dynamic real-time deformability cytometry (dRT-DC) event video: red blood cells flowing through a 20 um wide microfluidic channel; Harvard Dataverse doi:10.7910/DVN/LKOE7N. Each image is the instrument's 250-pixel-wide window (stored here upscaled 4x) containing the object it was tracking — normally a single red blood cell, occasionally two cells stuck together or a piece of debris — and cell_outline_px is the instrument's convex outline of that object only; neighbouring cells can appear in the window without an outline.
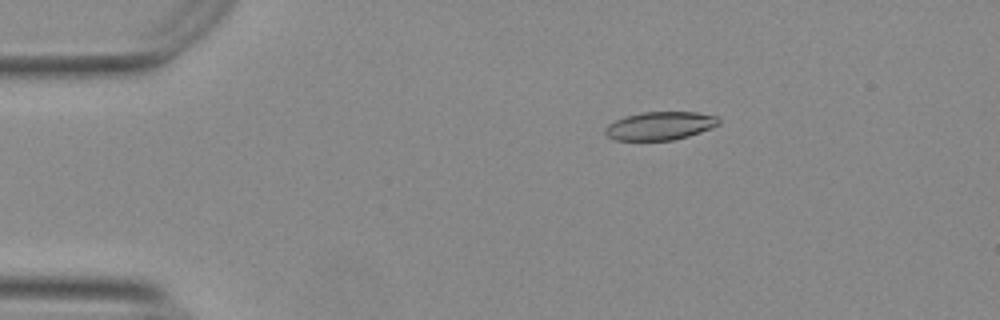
{"species": "Egyptian fruit bat (a non-hibernating species)", "species_latin": "Rousettus aegyptiacus", "temperature_condition": "warm", "stored_images_in_passage": 51, "camera_frame_rate_fps": 3000, "um_per_image_px": 0.085, "animal": {"sex": "female"}, "frame": {"image": 1, "passage_image": 6, "time_ms": 1.667, "image_size_px": [1000, 320], "cell_outline_px": [[720, 124], [712, 128], [688, 136], [672, 140], [616, 140], [608, 136], [604, 132], [604, 128], [608, 124], [624, 116], [640, 112], [696, 112], [716, 116], [720, 120]], "centroid_in_image_um": [56.1, 10.69], "position_along_channel_um": 28.9, "area_um2": 18.73}}
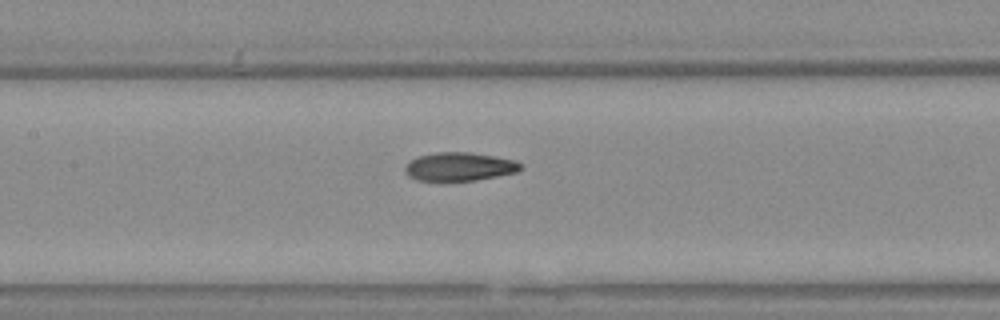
{"frame": {"image": 2, "passage_image": 22, "time_ms": 7.0, "image_size_px": [1000, 320], "cell_outline_px": [[520, 168], [516, 172], [476, 180], [416, 180], [408, 176], [404, 172], [404, 168], [416, 156], [436, 152], [468, 152], [492, 156], [512, 160], [520, 164]], "centroid_in_image_um": [38.98, 14.16], "position_along_channel_um": 168.4, "area_um2": 18.79}}
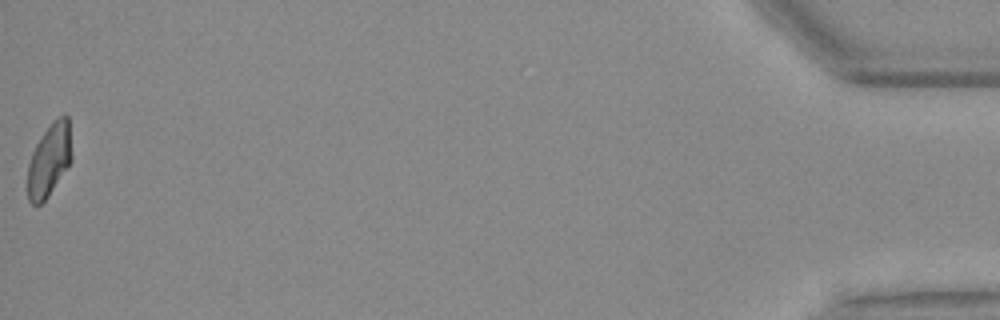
{"frame": {"image": 3, "passage_image": 51, "time_ms": 16.667, "image_size_px": [1000, 320], "cell_outline_px": [[72, 160], [48, 196], [40, 204], [32, 204], [28, 200], [28, 164], [32, 152], [36, 144], [52, 120], [56, 116], [64, 112], [68, 116], [72, 156]], "centroid_in_image_um": [4.2, 13.54], "position_along_channel_um": 431.0, "area_um2": 18.73}, "authors_computed_cell_mechanics": {"area_um2": 19.4786, "velocity_mm_per_s": 3.7459, "shape_relaxation_time_tau1_ms": 5.4947, "shape_relaxation_time_tau2_ms": 2.3419, "deformation_change_tau1": 0.1955, "deformation_change_tau2": 0.0891}}